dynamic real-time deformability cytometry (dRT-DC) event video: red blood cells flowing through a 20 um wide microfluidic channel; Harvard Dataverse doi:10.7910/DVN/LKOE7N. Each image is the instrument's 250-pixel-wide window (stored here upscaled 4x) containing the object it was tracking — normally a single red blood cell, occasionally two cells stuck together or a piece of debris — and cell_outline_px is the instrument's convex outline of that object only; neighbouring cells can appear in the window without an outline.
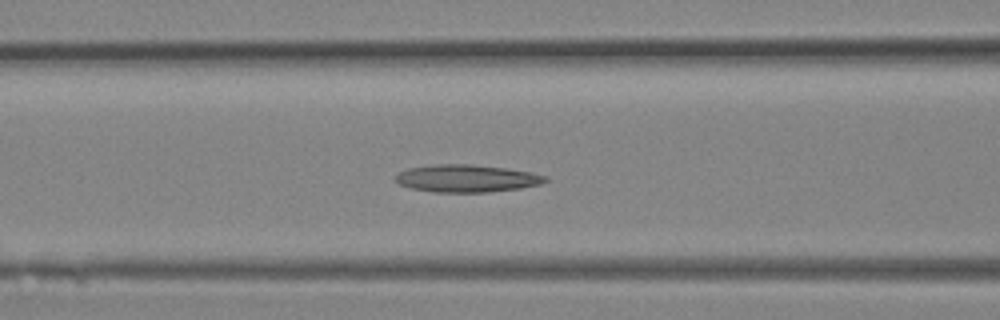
{"species": "Egyptian fruit bat (a non-hibernating species)", "species_latin": "Rousettus aegyptiacus", "temperature_condition": "room temperature", "stored_images_in_passage": 15, "camera_frame_rate_fps": 3000, "um_per_image_px": 0.085, "animal": {"sex": "female"}, "frame": {"image": 1, "passage_image": 11, "time_ms": 3.333, "image_size_px": [1000, 320], "cell_outline_px": [[548, 180], [540, 184], [520, 188], [488, 192], [432, 192], [412, 188], [400, 184], [396, 180], [396, 176], [400, 172], [408, 168], [432, 164], [468, 164], [504, 168], [532, 172], [548, 176]], "centroid_in_image_um": [39.69, 15.16], "position_along_channel_um": 126.9, "area_um2": 23.87}}
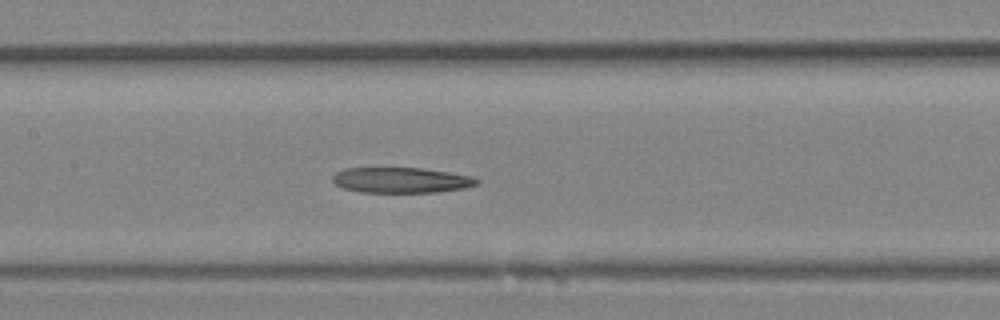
{"frame": {"image": 2, "passage_image": 13, "time_ms": 4.0, "image_size_px": [1000, 320], "cell_outline_px": [[480, 180], [476, 184], [464, 188], [436, 192], [360, 192], [344, 188], [336, 184], [332, 180], [332, 176], [336, 172], [344, 168], [420, 168], [448, 172], [472, 176]], "centroid_in_image_um": [34.08, 15.31], "position_along_channel_um": 173.3, "area_um2": 21.27}}
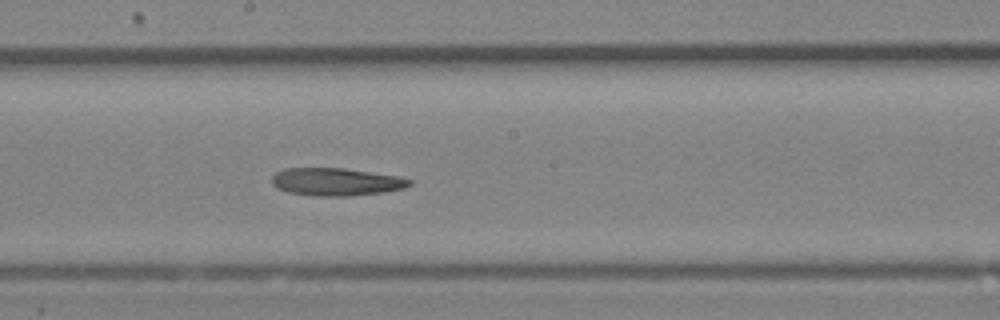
{"frame": {"image": 3, "passage_image": 15, "time_ms": 4.667, "image_size_px": [1000, 320], "cell_outline_px": [[412, 184], [404, 188], [384, 192], [352, 196], [312, 196], [288, 192], [276, 188], [272, 184], [272, 176], [276, 172], [284, 168], [344, 168], [400, 176], [412, 180]], "centroid_in_image_um": [28.57, 15.46], "position_along_channel_um": 219.6, "area_um2": 22.48}}